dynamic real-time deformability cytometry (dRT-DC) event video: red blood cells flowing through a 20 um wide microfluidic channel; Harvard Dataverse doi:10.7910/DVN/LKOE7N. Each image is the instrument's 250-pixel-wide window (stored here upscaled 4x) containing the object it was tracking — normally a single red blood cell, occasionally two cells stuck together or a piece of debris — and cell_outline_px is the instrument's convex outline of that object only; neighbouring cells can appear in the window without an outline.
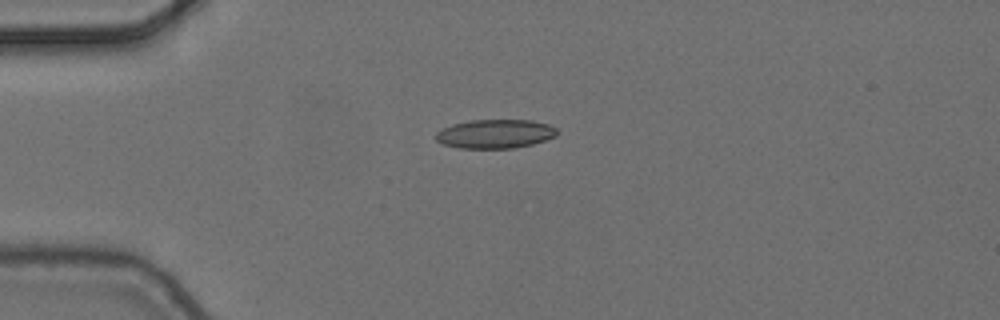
{"species": "common noctule bat (a hibernating species)", "species_latin": "Nyctalus noctula", "temperature_condition": "cold", "stored_images_in_passage": 6, "camera_frame_rate_fps": 3000, "um_per_image_px": 0.085, "animal": {"sex": "female", "body_mass_g": 24.6, "forearm_length_mm": 56.2}, "frame": {"image": 1, "passage_image": 6, "time_ms": 1.667, "image_size_px": [1000, 320], "cell_outline_px": [[556, 136], [532, 144], [512, 148], [460, 148], [444, 144], [436, 140], [436, 132], [452, 124], [468, 120], [532, 120], [548, 124], [556, 128]], "centroid_in_image_um": [42.08, 11.37], "position_along_channel_um": 42.9, "area_um2": 20.29}}